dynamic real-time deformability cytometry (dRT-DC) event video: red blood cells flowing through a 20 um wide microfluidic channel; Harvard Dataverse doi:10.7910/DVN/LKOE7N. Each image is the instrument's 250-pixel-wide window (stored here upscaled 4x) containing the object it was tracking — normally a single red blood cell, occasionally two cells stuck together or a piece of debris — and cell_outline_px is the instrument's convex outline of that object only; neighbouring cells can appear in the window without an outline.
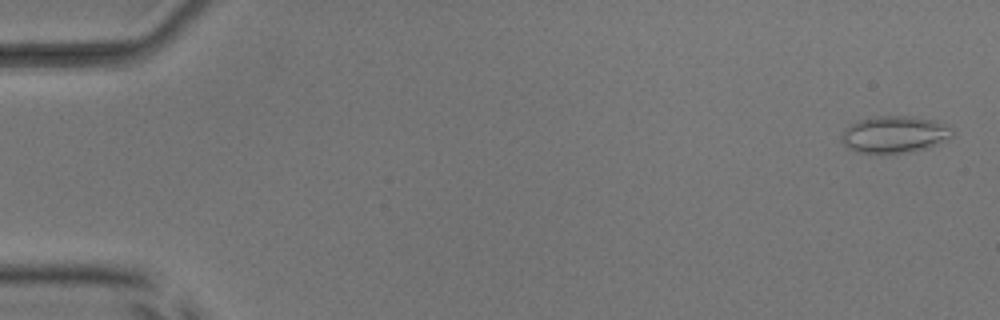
{"species": "common noctule bat (a hibernating species)", "species_latin": "Nyctalus noctula", "temperature_condition": "room temperature", "stored_images_in_passage": 54, "camera_frame_rate_fps": 3000, "um_per_image_px": 0.085, "animal": {"sex": "male", "body_mass_g": 17.9, "forearm_length_mm": 54.2}, "frame": {"image": 1, "passage_image": 2, "time_ms": 0.333, "image_size_px": [1000, 320], "cell_outline_px": [[952, 136], [936, 144], [912, 152], [880, 156], [860, 152], [848, 148], [840, 140], [844, 132], [852, 124], [860, 120], [876, 116], [908, 116], [936, 120], [952, 128]], "centroid_in_image_um": [76.02, 11.46], "position_along_channel_um": 9.0, "area_um2": 23.99}}
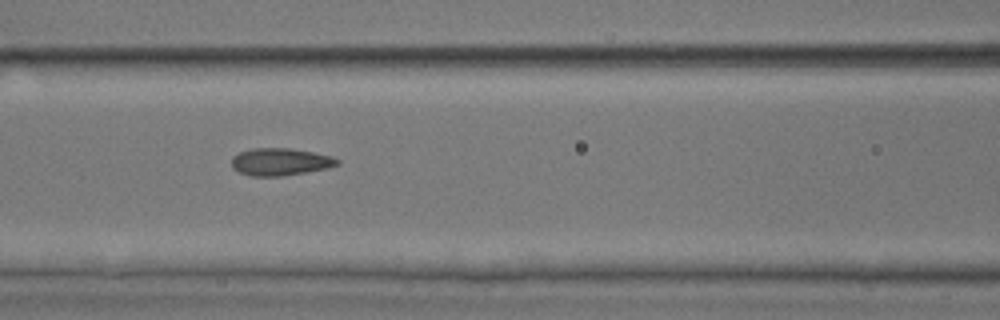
{"frame": {"image": 2, "passage_image": 24, "time_ms": 7.667, "image_size_px": [1000, 320], "cell_outline_px": [[340, 164], [328, 168], [280, 176], [252, 176], [240, 172], [232, 168], [232, 156], [240, 152], [252, 148], [288, 148], [312, 152], [332, 156], [340, 160]], "centroid_in_image_um": [23.82, 13.75], "position_along_channel_um": 142.8, "area_um2": 16.76}}
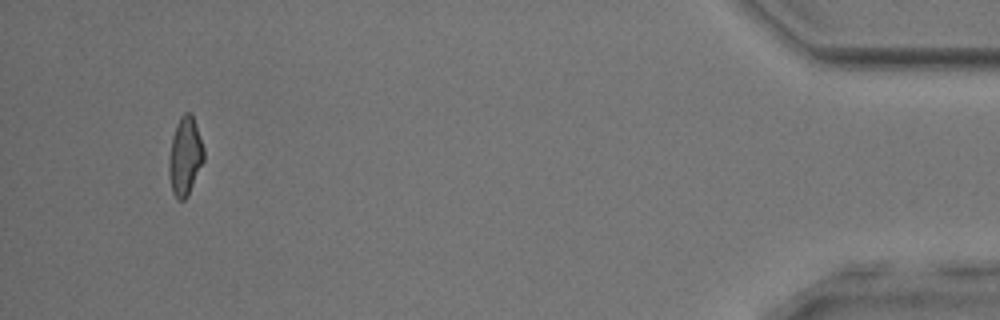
{"frame": {"image": 3, "passage_image": 51, "time_ms": 16.667, "image_size_px": [1000, 320], "cell_outline_px": [[204, 160], [188, 196], [184, 200], [180, 200], [172, 192], [168, 172], [168, 160], [172, 136], [176, 124], [180, 116], [184, 112], [192, 112], [204, 148]], "centroid_in_image_um": [15.72, 13.25], "position_along_channel_um": 419.5, "area_um2": 16.13}, "authors_computed_cell_mechanics": {"area_um2": 16.5886, "velocity_mm_per_s": 3.884, "shape_relaxation_time_tau1_ms": null, "shape_relaxation_time_tau2_ms": 1.407, "deformation_change_tau1": null, "deformation_change_tau2": 0.0883}}